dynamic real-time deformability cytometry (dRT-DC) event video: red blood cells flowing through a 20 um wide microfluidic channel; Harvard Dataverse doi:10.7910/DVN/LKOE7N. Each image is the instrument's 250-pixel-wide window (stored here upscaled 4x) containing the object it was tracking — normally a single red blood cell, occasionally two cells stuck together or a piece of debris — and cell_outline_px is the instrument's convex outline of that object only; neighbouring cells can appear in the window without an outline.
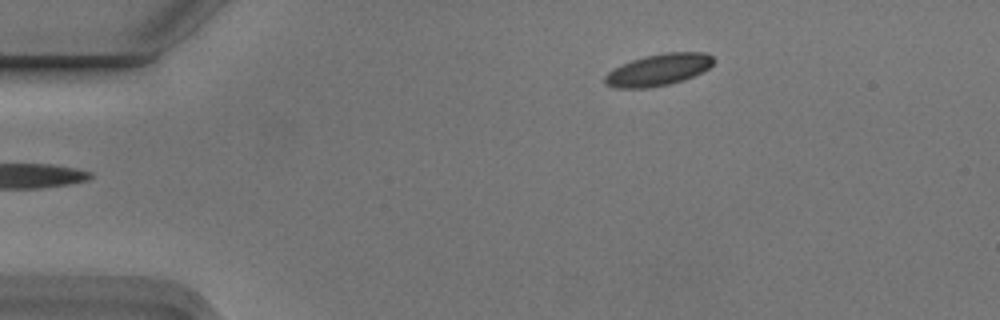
{"species": "Egyptian fruit bat (a non-hibernating species)", "species_latin": "Rousettus aegyptiacus", "temperature_condition": "cold", "stored_images_in_passage": 2, "camera_frame_rate_fps": 3000, "um_per_image_px": 0.085, "animal": {"sex": "male"}, "frame": {"image": 1, "passage_image": 2, "time_ms": 0.333, "image_size_px": [1000, 320], "cell_outline_px": [[716, 60], [708, 68], [684, 80], [668, 84], [648, 88], [616, 88], [604, 84], [604, 76], [608, 72], [632, 60], [644, 56], [664, 52], [704, 52], [712, 56]], "centroid_in_image_um": [55.96, 5.93], "position_along_channel_um": 29.0, "area_um2": 20.0}}